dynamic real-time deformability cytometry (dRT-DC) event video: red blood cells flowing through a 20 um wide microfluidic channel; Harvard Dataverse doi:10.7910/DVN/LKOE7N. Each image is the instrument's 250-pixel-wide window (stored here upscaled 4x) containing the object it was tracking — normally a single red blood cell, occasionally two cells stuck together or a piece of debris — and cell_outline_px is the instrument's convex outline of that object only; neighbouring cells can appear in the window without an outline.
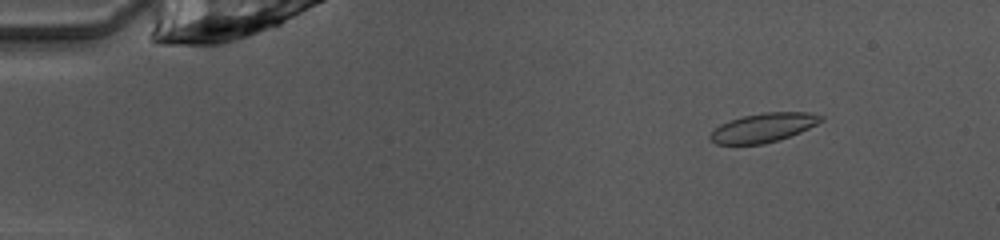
{"species": "common noctule bat (a hibernating species)", "species_latin": "Nyctalus noctula", "temperature_condition": "warm", "stored_images_in_passage": 50, "camera_frame_rate_fps": 3000, "um_per_image_px": 0.085, "animal": {"sex": "female", "body_mass_g": 10.0, "forearm_length_mm": 53.1}, "frame": {"image": 1, "passage_image": 7, "time_ms": 2.0, "image_size_px": [1000, 240], "cell_outline_px": [[824, 120], [800, 132], [764, 144], [716, 144], [708, 140], [708, 136], [720, 124], [728, 120], [744, 116], [764, 112], [808, 112], [824, 116]], "centroid_in_image_um": [64.86, 10.84], "position_along_channel_um": 20.1, "area_um2": 18.67}}
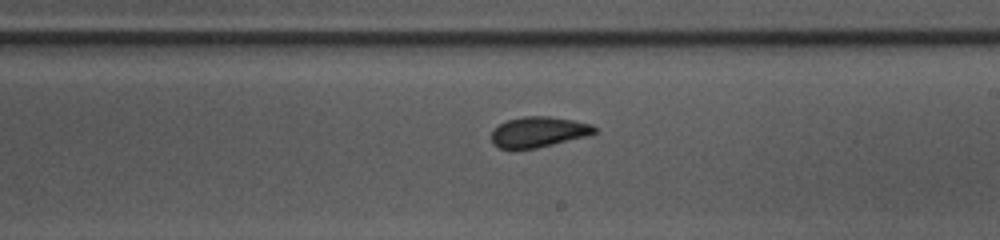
{"frame": {"image": 2, "passage_image": 30, "time_ms": 9.667, "image_size_px": [1000, 240], "cell_outline_px": [[596, 132], [588, 136], [536, 148], [500, 148], [492, 144], [492, 132], [500, 124], [508, 120], [524, 116], [548, 116], [572, 120], [592, 124], [596, 128]], "centroid_in_image_um": [45.8, 11.21], "position_along_channel_um": 243.2, "area_um2": 18.09}}
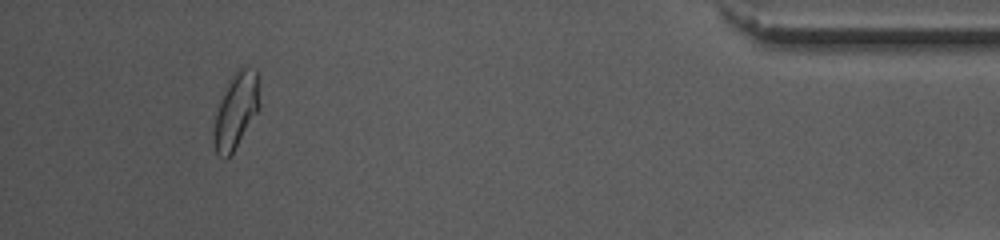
{"frame": {"image": 3, "passage_image": 47, "time_ms": 15.333, "image_size_px": [1000, 240], "cell_outline_px": [[260, 104], [256, 112], [232, 152], [224, 160], [216, 152], [212, 132], [216, 112], [220, 100], [228, 80], [240, 68], [256, 68]], "centroid_in_image_um": [20.03, 9.38], "position_along_channel_um": 415.2, "area_um2": 19.59}, "authors_computed_cell_mechanics": {"area_um2": 18.9006, "velocity_mm_per_s": 4.0365, "shape_relaxation_time_tau1_ms": 5.7687, "shape_relaxation_time_tau2_ms": 2.3994, "deformation_change_tau1": 0.1224, "deformation_change_tau2": 0.0486}}